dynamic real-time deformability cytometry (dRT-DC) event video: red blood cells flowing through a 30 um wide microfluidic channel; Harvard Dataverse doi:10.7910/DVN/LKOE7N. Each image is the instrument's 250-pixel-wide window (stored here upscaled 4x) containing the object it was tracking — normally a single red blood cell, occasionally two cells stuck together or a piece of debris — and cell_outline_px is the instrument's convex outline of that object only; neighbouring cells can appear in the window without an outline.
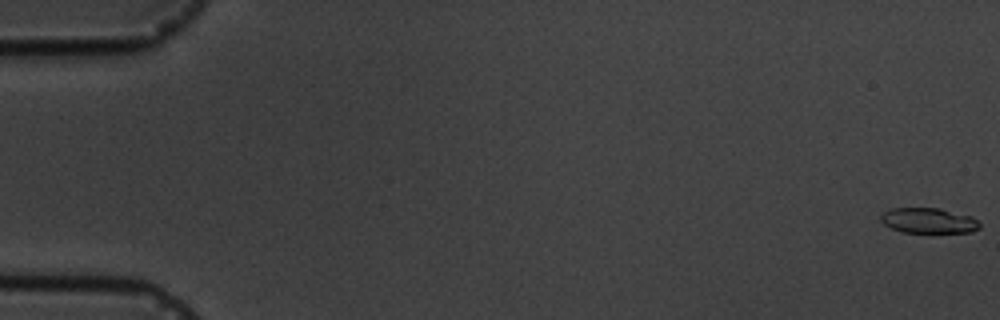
{"species": "common noctule bat (a hibernating species)", "species_latin": "Nyctalus noctula", "temperature_condition": "cold", "stored_images_in_passage": 6, "camera_frame_rate_fps": 3000, "um_per_image_px": 0.085, "animal": {"sex": "male", "body_mass_g": 19.5, "forearm_length_mm": 54.6}, "frame": {"image": 1, "passage_image": 1, "time_ms": 0.0, "image_size_px": [1000, 320], "cell_outline_px": [[980, 228], [972, 232], [900, 232], [884, 224], [880, 220], [880, 216], [884, 212], [892, 208], [940, 208], [972, 216], [980, 224]], "centroid_in_image_um": [78.93, 18.75], "position_along_channel_um": 6.1, "area_um2": 14.57}}
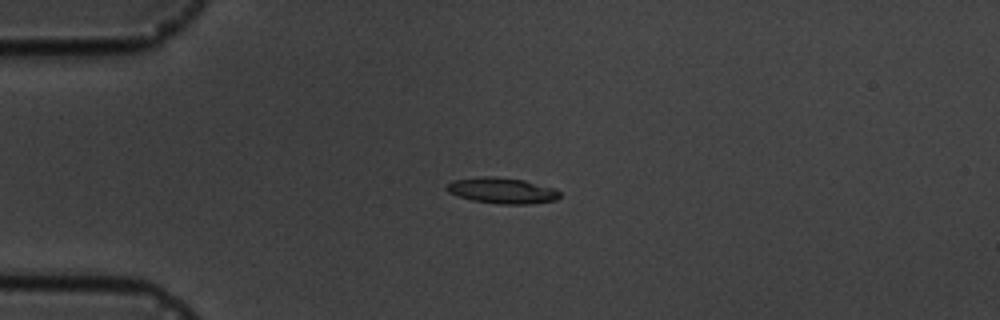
{"frame": {"image": 2, "passage_image": 5, "time_ms": 4.667, "image_size_px": [1000, 320], "cell_outline_px": [[560, 196], [556, 200], [528, 204], [500, 204], [472, 200], [448, 192], [448, 184], [452, 180], [480, 176], [496, 176], [524, 180], [556, 188], [560, 192]], "centroid_in_image_um": [42.72, 16.19], "position_along_channel_um": 42.3, "area_um2": 17.05}}